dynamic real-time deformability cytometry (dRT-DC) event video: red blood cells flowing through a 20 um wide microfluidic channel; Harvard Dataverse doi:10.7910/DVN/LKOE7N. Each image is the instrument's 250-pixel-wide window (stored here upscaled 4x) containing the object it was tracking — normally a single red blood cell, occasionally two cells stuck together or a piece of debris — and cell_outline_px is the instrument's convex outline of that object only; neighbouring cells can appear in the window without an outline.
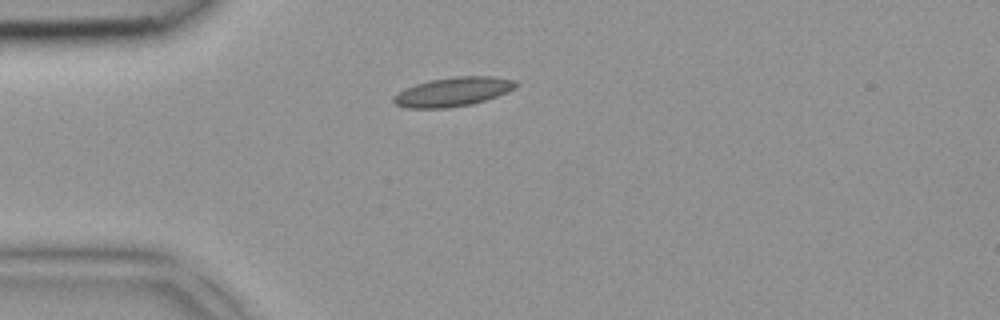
{"species": "common noctule bat (a hibernating species)", "species_latin": "Nyctalus noctula", "temperature_condition": "room temperature", "stored_images_in_passage": 1, "camera_frame_rate_fps": 3000, "um_per_image_px": 0.085, "animal": {"sex": "female", "body_mass_g": 18.4}, "frame": {"image": 1, "passage_image": 1, "time_ms": 0.0, "image_size_px": [1000, 320], "cell_outline_px": [[520, 84], [516, 88], [496, 96], [472, 104], [448, 108], [408, 108], [396, 104], [392, 100], [392, 96], [404, 88], [416, 84], [432, 80], [456, 76], [492, 76], [516, 80]], "centroid_in_image_um": [38.51, 7.8], "position_along_channel_um": 46.5, "area_um2": 20.75}}